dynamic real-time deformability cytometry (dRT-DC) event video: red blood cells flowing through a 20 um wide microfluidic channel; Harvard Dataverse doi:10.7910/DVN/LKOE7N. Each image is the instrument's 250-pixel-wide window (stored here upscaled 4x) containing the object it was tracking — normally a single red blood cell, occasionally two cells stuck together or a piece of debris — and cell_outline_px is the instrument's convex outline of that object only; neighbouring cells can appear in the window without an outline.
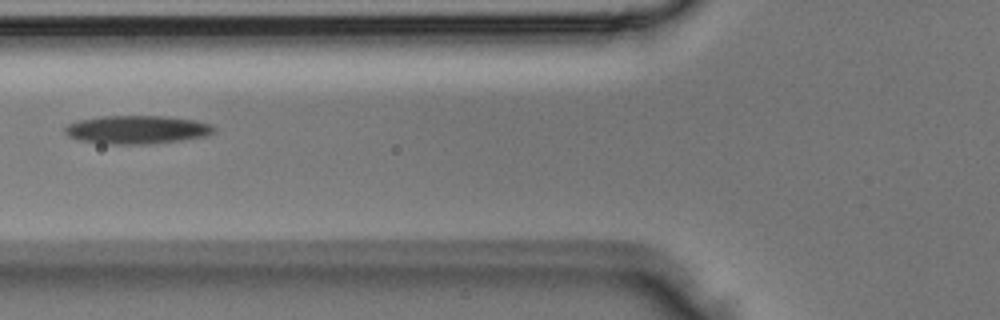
{"species": "Egyptian fruit bat (a non-hibernating species)", "species_latin": "Rousettus aegyptiacus", "temperature_condition": "room temperature", "stored_images_in_passage": 5, "camera_frame_rate_fps": 3000, "um_per_image_px": 0.085, "animal": {"sex": "male"}, "frame": {"image": 1, "passage_image": 5, "time_ms": 1.333, "image_size_px": [1000, 320], "cell_outline_px": [[216, 132], [208, 136], [180, 140], [144, 144], [112, 144], [80, 140], [68, 136], [64, 132], [64, 128], [68, 124], [80, 120], [104, 116], [168, 116], [196, 120], [212, 124], [216, 128]], "centroid_in_image_um": [11.71, 11.01], "position_along_channel_um": 114.1, "area_um2": 24.62}}